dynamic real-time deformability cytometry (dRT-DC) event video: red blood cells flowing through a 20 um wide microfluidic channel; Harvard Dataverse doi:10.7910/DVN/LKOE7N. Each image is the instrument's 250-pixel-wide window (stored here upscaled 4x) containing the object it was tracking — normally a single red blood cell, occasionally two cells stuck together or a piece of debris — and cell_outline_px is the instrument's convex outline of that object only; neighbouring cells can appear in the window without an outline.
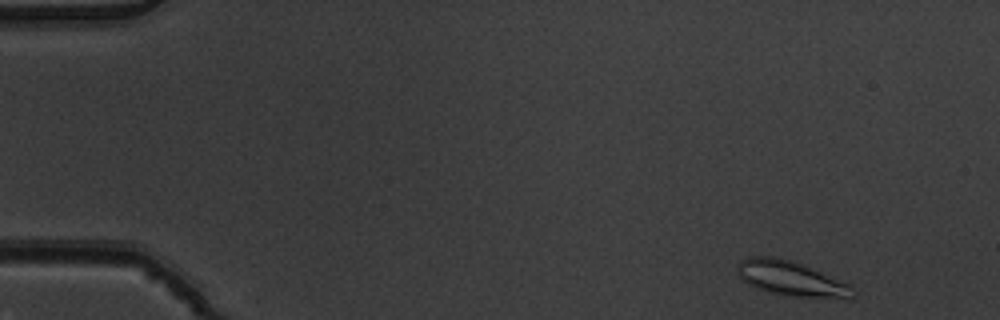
{"species": "common noctule bat (a hibernating species)", "species_latin": "Nyctalus noctula", "temperature_condition": "warm", "stored_images_in_passage": 10, "camera_frame_rate_fps": 3000, "um_per_image_px": 0.085, "animal": {"sex": "male", "body_mass_g": 19.5, "forearm_length_mm": 54.6}, "frame": {"image": 1, "passage_image": 1, "time_ms": 0.0, "image_size_px": [1000, 320], "cell_outline_px": [[856, 296], [848, 300], [780, 296], [756, 288], [748, 284], [736, 272], [740, 260], [748, 256], [772, 256], [788, 260], [800, 264], [820, 272], [848, 284], [852, 288]], "centroid_in_image_um": [67.25, 23.73], "position_along_channel_um": 17.7, "area_um2": 23.7}}
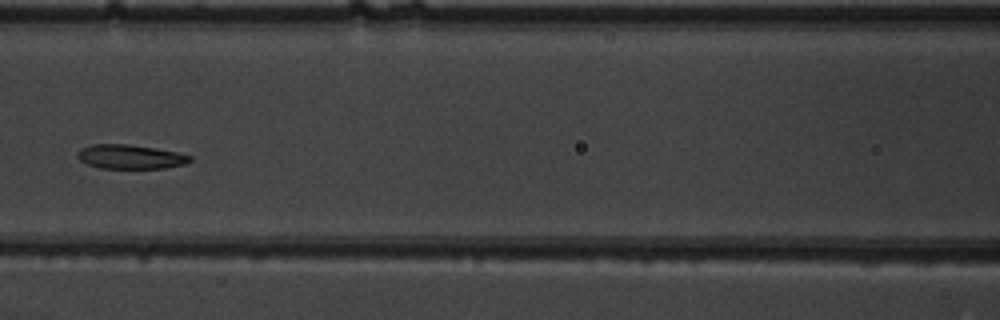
{"frame": {"image": 2, "passage_image": 6, "time_ms": 1.667, "image_size_px": [1000, 320], "cell_outline_px": [[192, 160], [184, 164], [164, 168], [100, 168], [88, 164], [80, 160], [76, 156], [84, 148], [92, 144], [128, 144], [176, 152], [192, 156]], "centroid_in_image_um": [11.09, 13.33], "position_along_channel_um": 155.5, "area_um2": 15.55}}
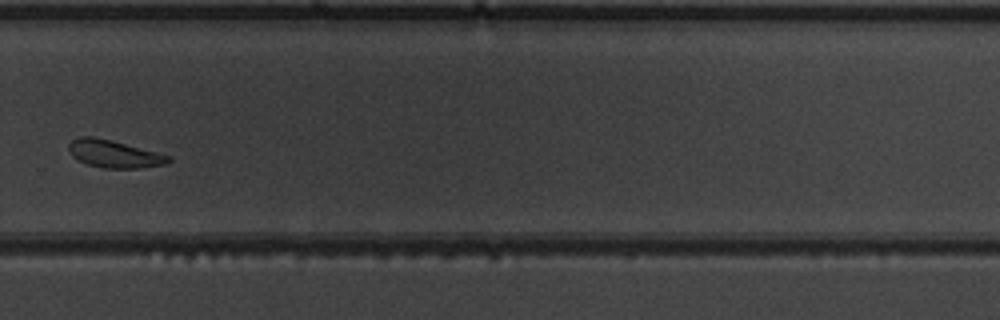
{"frame": {"image": 3, "passage_image": 10, "time_ms": 3.0, "image_size_px": [1000, 320], "cell_outline_px": [[172, 160], [164, 164], [140, 168], [104, 168], [88, 164], [76, 160], [72, 156], [68, 148], [68, 144], [72, 140], [80, 136], [92, 136], [112, 140], [172, 156]], "centroid_in_image_um": [9.68, 13.07], "position_along_channel_um": 320.1, "area_um2": 16.07}}